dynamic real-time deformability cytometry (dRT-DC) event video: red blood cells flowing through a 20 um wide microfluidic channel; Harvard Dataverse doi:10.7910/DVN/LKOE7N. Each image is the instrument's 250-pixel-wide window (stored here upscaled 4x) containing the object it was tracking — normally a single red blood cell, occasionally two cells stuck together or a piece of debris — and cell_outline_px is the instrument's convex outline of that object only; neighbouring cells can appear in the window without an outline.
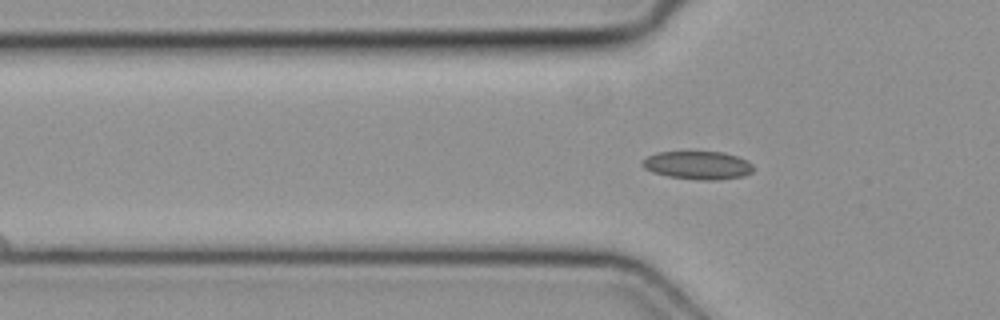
{"species": "common noctule bat (a hibernating species)", "species_latin": "Nyctalus noctula", "temperature_condition": "cold", "stored_images_in_passage": 4, "camera_frame_rate_fps": 3000, "um_per_image_px": 0.085, "animal": {"sex": "female", "body_mass_g": 19.3, "forearm_length_mm": 54.1}, "frame": {"image": 1, "passage_image": 4, "time_ms": 1.0, "image_size_px": [1000, 320], "cell_outline_px": [[752, 172], [744, 176], [720, 180], [700, 180], [668, 176], [652, 172], [644, 168], [640, 164], [648, 156], [656, 152], [724, 152], [748, 160], [752, 164]], "centroid_in_image_um": [59.32, 14.05], "position_along_channel_um": 66.5, "area_um2": 18.26}}